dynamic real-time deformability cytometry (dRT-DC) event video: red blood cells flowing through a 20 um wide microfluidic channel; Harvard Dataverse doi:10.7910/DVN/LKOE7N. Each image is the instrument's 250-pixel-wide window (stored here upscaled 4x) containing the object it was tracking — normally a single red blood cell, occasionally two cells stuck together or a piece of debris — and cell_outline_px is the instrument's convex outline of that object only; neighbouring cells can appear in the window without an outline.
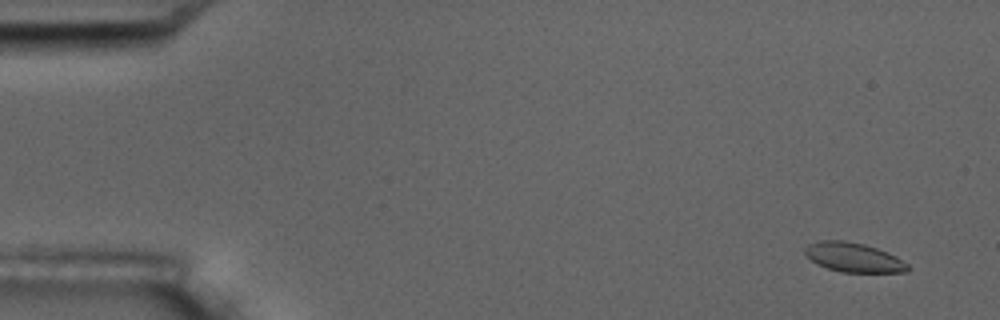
{"species": "common noctule bat (a hibernating species)", "species_latin": "Nyctalus noctula", "temperature_condition": "room temperature", "stored_images_in_passage": 6, "camera_frame_rate_fps": 3000, "um_per_image_px": 0.085, "animal": {"sex": "male", "body_mass_g": 17.5, "forearm_length_mm": 52.3}, "frame": {"image": 1, "passage_image": 1, "time_ms": 0.0, "image_size_px": [1000, 320], "cell_outline_px": [[908, 272], [840, 272], [816, 264], [804, 256], [804, 248], [808, 244], [820, 240], [844, 240], [864, 244], [876, 248], [896, 256], [908, 264]], "centroid_in_image_um": [72.49, 21.87], "position_along_channel_um": 12.5, "area_um2": 17.69}}
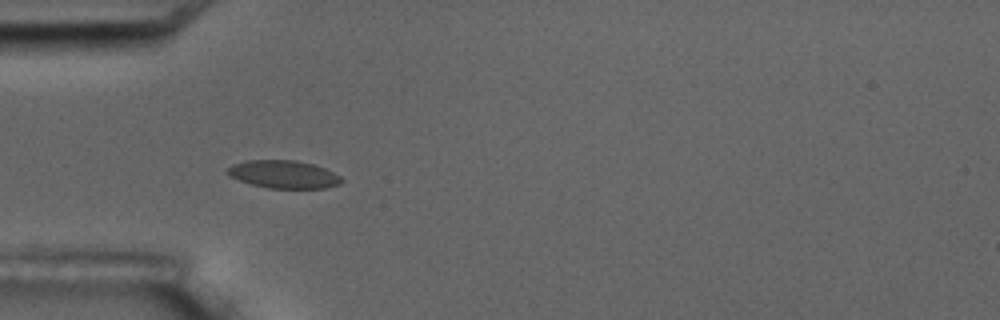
{"frame": {"image": 2, "passage_image": 5, "time_ms": 4.667, "image_size_px": [1000, 320], "cell_outline_px": [[344, 180], [340, 184], [324, 188], [268, 188], [252, 184], [228, 176], [224, 168], [232, 164], [248, 160], [296, 160], [312, 164], [324, 168], [340, 176]], "centroid_in_image_um": [24.07, 14.81], "position_along_channel_um": 60.9, "area_um2": 18.55}}